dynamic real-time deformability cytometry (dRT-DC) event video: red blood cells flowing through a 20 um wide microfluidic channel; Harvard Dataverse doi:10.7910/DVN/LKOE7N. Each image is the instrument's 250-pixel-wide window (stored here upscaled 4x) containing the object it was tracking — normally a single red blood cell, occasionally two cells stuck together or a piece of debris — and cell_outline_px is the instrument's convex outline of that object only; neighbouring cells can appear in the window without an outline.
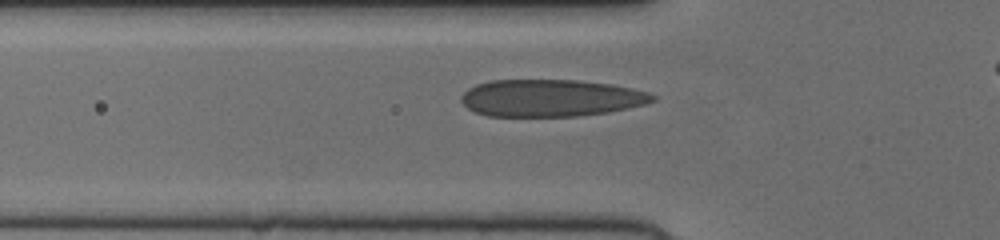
{"species": "human", "species_latin": "Homo sapiens", "temperature_condition": "cold", "stored_images_in_passage": 38, "camera_frame_rate_fps": 3000, "um_per_image_px": 0.085, "donor": {"sex": "female"}, "frame": {"image": 1, "passage_image": 9, "time_ms": 2.667, "image_size_px": [1000, 240], "cell_outline_px": [[656, 100], [644, 104], [628, 108], [608, 112], [576, 116], [488, 116], [476, 112], [468, 108], [460, 100], [460, 96], [468, 88], [476, 84], [492, 80], [580, 80], [612, 84], [632, 88], [648, 92], [656, 96]], "centroid_in_image_um": [46.82, 8.32], "position_along_channel_um": 79.0, "area_um2": 41.5}}
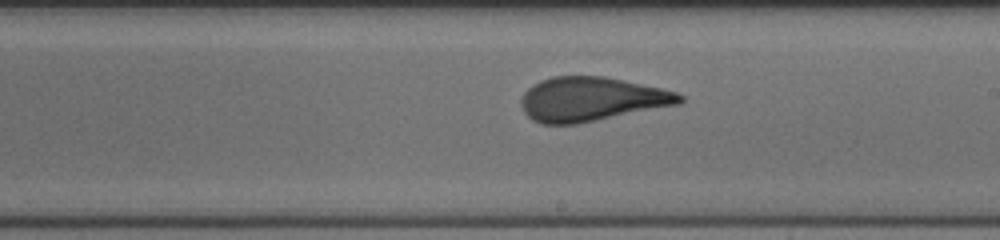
{"frame": {"image": 2, "passage_image": 21, "time_ms": 6.667, "image_size_px": [1000, 240], "cell_outline_px": [[684, 100], [680, 104], [576, 124], [540, 124], [532, 120], [524, 112], [520, 104], [520, 100], [524, 92], [532, 84], [540, 80], [552, 76], [604, 76], [624, 80], [660, 88], [676, 92], [684, 96]], "centroid_in_image_um": [50.24, 8.43], "position_along_channel_um": 238.8, "area_um2": 40.86}}
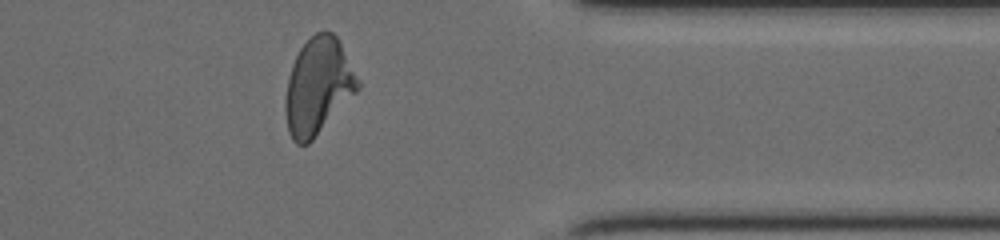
{"frame": {"image": 3, "passage_image": 33, "time_ms": 10.667, "image_size_px": [1000, 240], "cell_outline_px": [[360, 88], [312, 140], [308, 144], [296, 144], [292, 140], [288, 132], [284, 112], [284, 100], [288, 76], [292, 64], [300, 48], [316, 32], [332, 32], [336, 36], [360, 80]], "centroid_in_image_um": [27.01, 7.36], "position_along_channel_um": 384.4, "area_um2": 40.52}}